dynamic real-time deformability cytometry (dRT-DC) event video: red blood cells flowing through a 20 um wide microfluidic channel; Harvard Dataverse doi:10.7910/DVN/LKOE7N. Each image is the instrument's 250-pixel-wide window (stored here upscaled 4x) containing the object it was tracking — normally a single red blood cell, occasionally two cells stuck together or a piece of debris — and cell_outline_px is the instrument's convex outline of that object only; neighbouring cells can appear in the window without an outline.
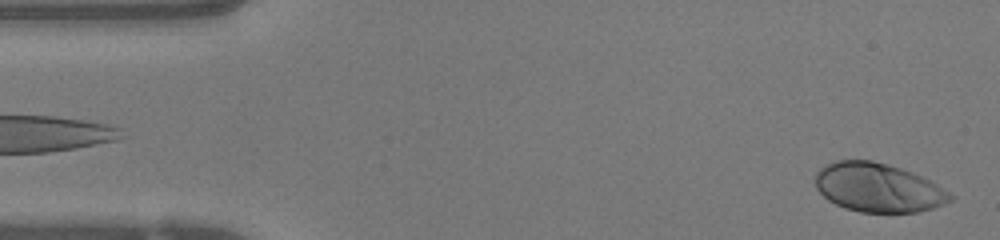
{"species": "human", "species_latin": "Homo sapiens", "temperature_condition": "warm", "stored_images_in_passage": 48, "camera_frame_rate_fps": 3000, "um_per_image_px": 0.085, "donor": {"sex": "female"}, "frame": {"image": 1, "passage_image": 2, "time_ms": 0.333, "image_size_px": [1000, 240], "cell_outline_px": [[956, 196], [952, 200], [944, 204], [932, 208], [916, 212], [860, 212], [844, 208], [828, 200], [816, 188], [816, 172], [824, 164], [836, 160], [872, 160], [900, 168], [912, 172], [936, 184]], "centroid_in_image_um": [74.62, 15.95], "position_along_channel_um": 10.4, "area_um2": 38.38}}
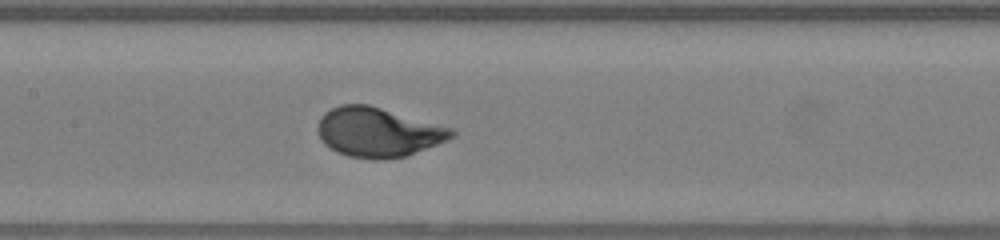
{"frame": {"image": 2, "passage_image": 22, "time_ms": 7.0, "image_size_px": [1000, 240], "cell_outline_px": [[456, 136], [448, 140], [408, 156], [384, 160], [380, 160], [348, 156], [336, 152], [324, 144], [316, 128], [316, 124], [320, 116], [324, 112], [340, 104], [368, 104], [452, 128], [456, 132]], "centroid_in_image_um": [32.12, 11.24], "position_along_channel_um": 175.3, "area_um2": 38.9}}
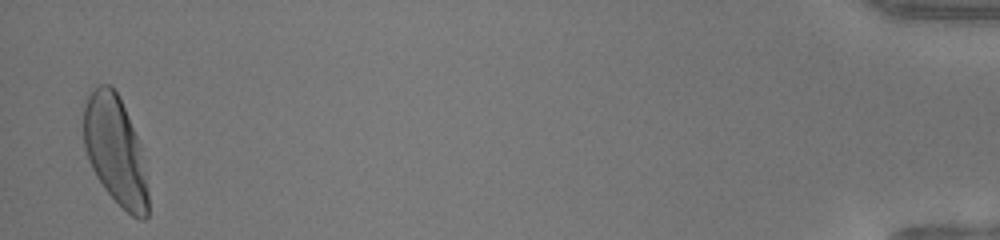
{"frame": {"image": 3, "passage_image": 47, "time_ms": 15.333, "image_size_px": [1000, 240], "cell_outline_px": [[148, 216], [144, 220], [140, 220], [132, 216], [104, 188], [96, 176], [88, 160], [84, 148], [84, 108], [88, 96], [96, 84], [108, 84], [116, 92], [124, 108], [140, 144], [148, 192]], "centroid_in_image_um": [9.79, 12.81], "position_along_channel_um": 425.4, "area_um2": 40.23}, "authors_computed_cell_mechanics": {"area_um2": 38.3503, "velocity_mm_per_s": 4.1837, "shape_relaxation_time_tau1_ms": 2.2991, "shape_relaxation_time_tau2_ms": null, "deformation_change_tau1": 0.1784, "deformation_change_tau2": null}}